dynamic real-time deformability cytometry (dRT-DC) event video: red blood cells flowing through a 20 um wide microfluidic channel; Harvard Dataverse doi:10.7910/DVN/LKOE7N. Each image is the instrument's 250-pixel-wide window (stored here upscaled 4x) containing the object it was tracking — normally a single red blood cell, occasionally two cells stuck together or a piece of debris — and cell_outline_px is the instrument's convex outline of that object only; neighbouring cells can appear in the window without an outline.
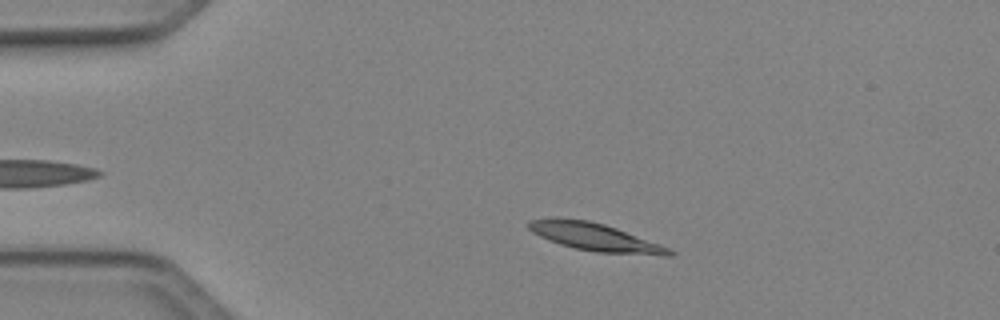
{"species": "Egyptian fruit bat (a non-hibernating species)", "species_latin": "Rousettus aegyptiacus", "temperature_condition": "cold", "stored_images_in_passage": 41, "camera_frame_rate_fps": 3000, "um_per_image_px": 0.085, "animal": {"sex": "female"}, "frame": {"image": 1, "passage_image": 7, "time_ms": 2.0, "image_size_px": [1000, 320], "cell_outline_px": [[676, 256], [664, 256], [596, 252], [576, 248], [560, 244], [548, 240], [532, 232], [528, 228], [528, 220], [552, 216], [588, 220], [604, 224], [616, 228], [672, 248], [676, 252]], "centroid_in_image_um": [50.61, 20.14], "position_along_channel_um": 34.4, "area_um2": 23.18}}
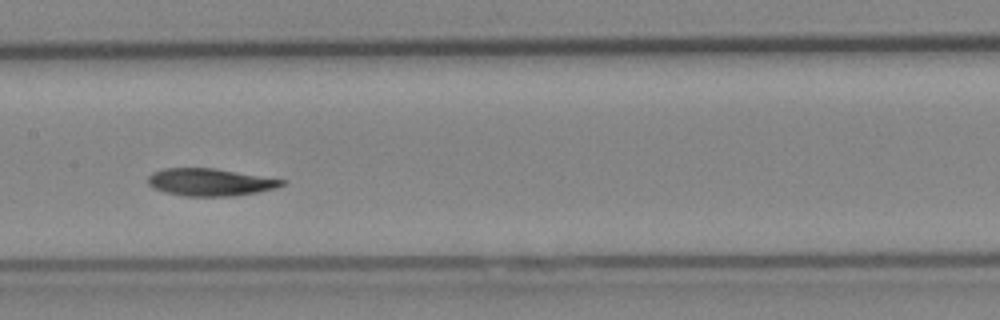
{"frame": {"image": 2, "passage_image": 22, "time_ms": 7.0, "image_size_px": [1000, 320], "cell_outline_px": [[284, 184], [276, 188], [236, 196], [184, 196], [164, 192], [152, 188], [148, 184], [148, 176], [152, 172], [164, 168], [216, 168], [284, 180]], "centroid_in_image_um": [17.8, 15.48], "position_along_channel_um": 189.6, "area_um2": 21.39}}
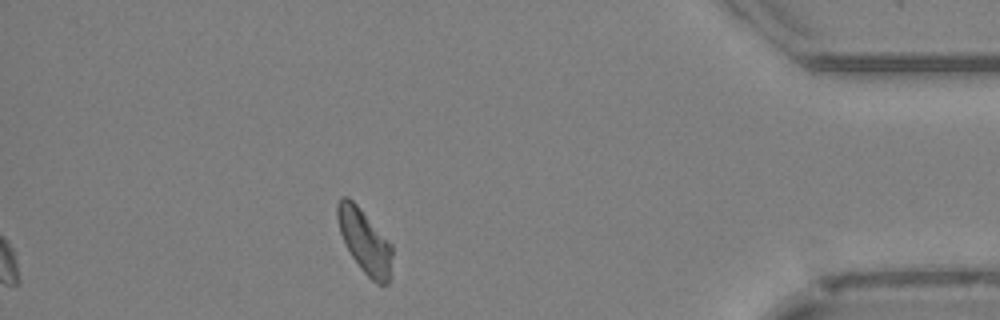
{"frame": {"image": 3, "passage_image": 41, "time_ms": 13.333, "image_size_px": [1000, 320], "cell_outline_px": [[392, 256], [388, 284], [376, 284], [360, 268], [352, 256], [340, 232], [336, 216], [336, 204], [340, 196], [348, 196], [360, 208], [392, 244]], "centroid_in_image_um": [30.98, 20.47], "position_along_channel_um": 404.2, "area_um2": 20.23}, "authors_computed_cell_mechanics": {"area_um2": 21.5594, "velocity_mm_per_s": 4.0427, "shape_relaxation_time_tau1_ms": 3.7567, "shape_relaxation_time_tau2_ms": null, "deformation_change_tau1": 0.1237, "deformation_change_tau2": null}}